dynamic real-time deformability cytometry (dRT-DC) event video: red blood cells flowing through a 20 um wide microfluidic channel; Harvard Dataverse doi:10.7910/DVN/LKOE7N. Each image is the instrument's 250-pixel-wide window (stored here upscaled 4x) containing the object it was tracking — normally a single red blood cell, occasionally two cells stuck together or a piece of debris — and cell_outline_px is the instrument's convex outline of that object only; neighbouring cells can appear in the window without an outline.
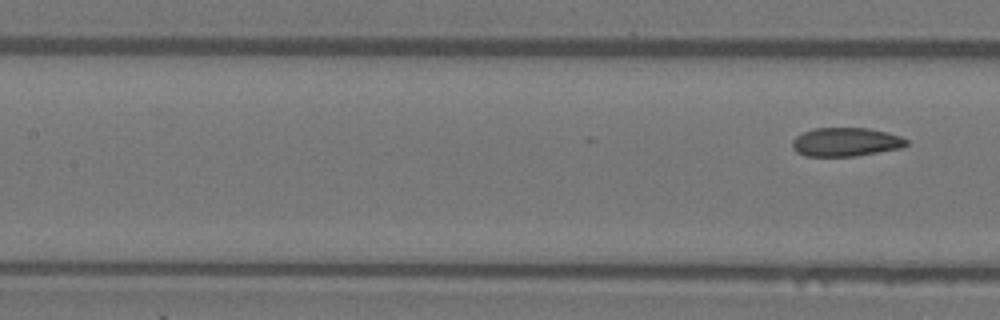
{"species": "Egyptian fruit bat (a non-hibernating species)", "species_latin": "Rousettus aegyptiacus", "temperature_condition": "warm", "stored_images_in_passage": 15, "camera_frame_rate_fps": 3000, "um_per_image_px": 0.085, "animal": {"sex": "female"}, "frame": {"image": 1, "passage_image": 15, "time_ms": 4.667, "image_size_px": [1000, 320], "cell_outline_px": [[908, 144], [904, 148], [856, 156], [804, 156], [796, 152], [792, 148], [792, 140], [796, 136], [804, 132], [816, 128], [868, 128], [900, 136], [908, 140]], "centroid_in_image_um": [71.9, 12.08], "position_along_channel_um": 135.5, "area_um2": 19.19}}